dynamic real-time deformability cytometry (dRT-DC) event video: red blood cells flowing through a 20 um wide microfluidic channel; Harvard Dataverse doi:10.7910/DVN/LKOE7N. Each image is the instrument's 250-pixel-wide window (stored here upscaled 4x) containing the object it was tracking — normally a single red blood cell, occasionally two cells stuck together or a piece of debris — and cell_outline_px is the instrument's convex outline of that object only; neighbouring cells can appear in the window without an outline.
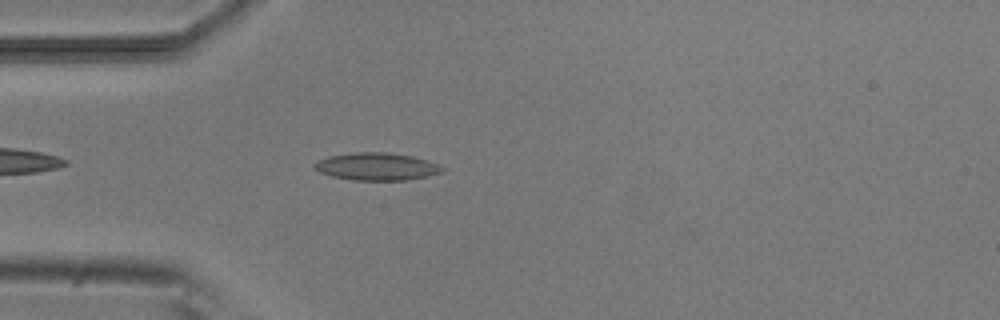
{"species": "common noctule bat (a hibernating species)", "species_latin": "Nyctalus noctula", "temperature_condition": "room temperature", "stored_images_in_passage": 39, "camera_frame_rate_fps": 3000, "um_per_image_px": 0.085, "animal": {"sex": "male", "body_mass_g": 20.5, "forearm_length_mm": 52.5}, "frame": {"image": 1, "passage_image": 5, "time_ms": 1.333, "image_size_px": [1000, 320], "cell_outline_px": [[444, 172], [428, 176], [408, 180], [352, 180], [332, 176], [320, 172], [312, 164], [328, 156], [352, 152], [388, 152], [412, 156], [428, 160], [444, 168]], "centroid_in_image_um": [32.04, 14.15], "position_along_channel_um": 53.0, "area_um2": 20.52}}
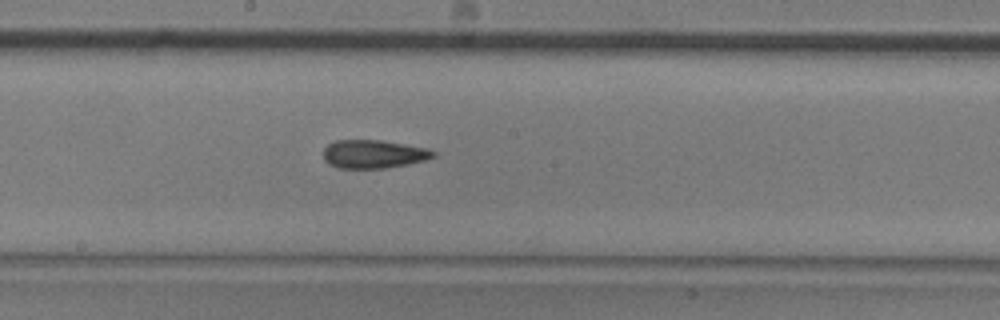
{"frame": {"image": 2, "passage_image": 18, "time_ms": 5.667, "image_size_px": [1000, 320], "cell_outline_px": [[436, 156], [428, 160], [408, 164], [384, 168], [340, 168], [328, 164], [324, 160], [324, 148], [328, 144], [336, 140], [380, 140], [428, 148], [436, 152]], "centroid_in_image_um": [31.77, 13.1], "position_along_channel_um": 216.4, "area_um2": 18.26}}
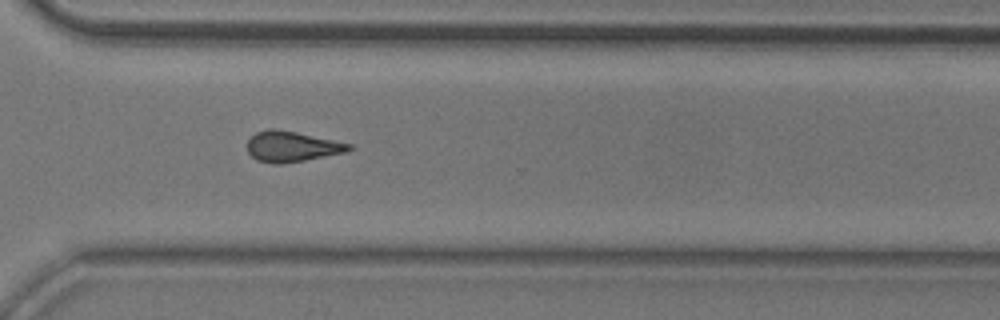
{"frame": {"image": 3, "passage_image": 28, "time_ms": 9.0, "image_size_px": [1000, 320], "cell_outline_px": [[352, 148], [348, 152], [304, 160], [280, 164], [272, 164], [256, 160], [248, 152], [248, 140], [256, 132], [268, 128], [272, 128], [296, 132], [352, 144]], "centroid_in_image_um": [24.8, 12.46], "position_along_channel_um": 345.8, "area_um2": 18.03}, "authors_computed_cell_mechanics": {"area_um2": 18.0914, "velocity_mm_per_s": 3.8955, "shape_relaxation_time_tau1_ms": null, "shape_relaxation_time_tau2_ms": 3.5663, "deformation_change_tau1": null, "deformation_change_tau2": 0.125}}